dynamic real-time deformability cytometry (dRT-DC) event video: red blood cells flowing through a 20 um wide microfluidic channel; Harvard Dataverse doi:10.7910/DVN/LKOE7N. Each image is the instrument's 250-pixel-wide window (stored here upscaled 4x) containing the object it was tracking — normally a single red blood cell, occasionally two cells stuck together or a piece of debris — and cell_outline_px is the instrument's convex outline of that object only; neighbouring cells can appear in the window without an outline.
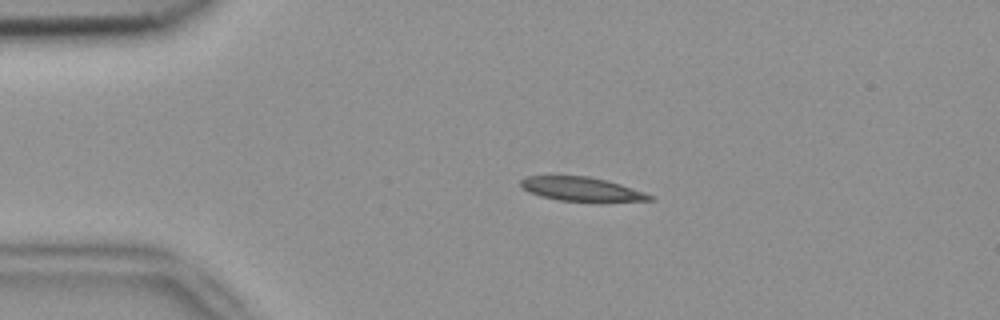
{"species": "common noctule bat (a hibernating species)", "species_latin": "Nyctalus noctula", "temperature_condition": "room temperature", "stored_images_in_passage": 5, "camera_frame_rate_fps": 3000, "um_per_image_px": 0.085, "animal": {"sex": "female", "body_mass_g": 18.4}, "frame": {"image": 1, "passage_image": 3, "time_ms": 0.667, "image_size_px": [1000, 320], "cell_outline_px": [[656, 200], [560, 200], [540, 196], [528, 192], [520, 184], [520, 180], [524, 176], [588, 176], [608, 180], [656, 196]], "centroid_in_image_um": [49.4, 16.04], "position_along_channel_um": 35.6, "area_um2": 17.57}}
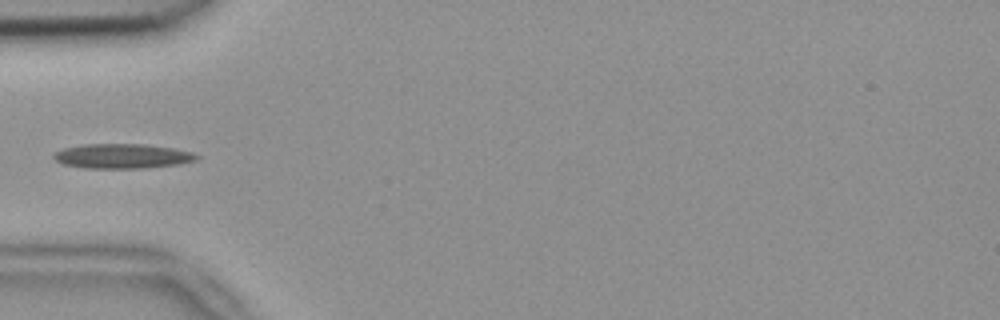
{"frame": {"image": 2, "passage_image": 5, "time_ms": 1.333, "image_size_px": [1000, 320], "cell_outline_px": [[200, 156], [196, 160], [180, 164], [144, 168], [84, 168], [64, 164], [56, 160], [52, 156], [52, 152], [64, 148], [84, 144], [144, 144], [172, 148], [192, 152]], "centroid_in_image_um": [10.38, 13.27], "position_along_channel_um": 74.6, "area_um2": 20.58}}